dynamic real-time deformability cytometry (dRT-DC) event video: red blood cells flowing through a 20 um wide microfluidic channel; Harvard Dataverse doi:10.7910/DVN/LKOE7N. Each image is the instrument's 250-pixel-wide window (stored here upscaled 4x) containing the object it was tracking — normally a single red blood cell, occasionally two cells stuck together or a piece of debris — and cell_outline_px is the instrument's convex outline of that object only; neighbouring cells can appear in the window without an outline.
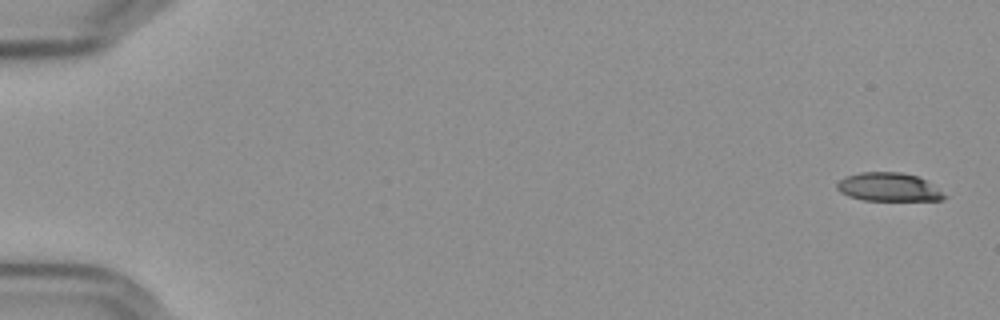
{"species": "Egyptian fruit bat (a non-hibernating species)", "species_latin": "Rousettus aegyptiacus", "temperature_condition": "cold", "stored_images_in_passage": 56, "camera_frame_rate_fps": 3000, "um_per_image_px": 0.085, "frame": {"image": 1, "passage_image": 1, "time_ms": 0.0, "image_size_px": [1000, 320], "cell_outline_px": [[948, 196], [944, 200], [864, 200], [848, 196], [840, 192], [836, 188], [836, 184], [844, 176], [860, 172], [900, 172], [916, 176], [924, 180]], "centroid_in_image_um": [75.49, 15.9], "position_along_channel_um": 9.5, "area_um2": 17.69}}
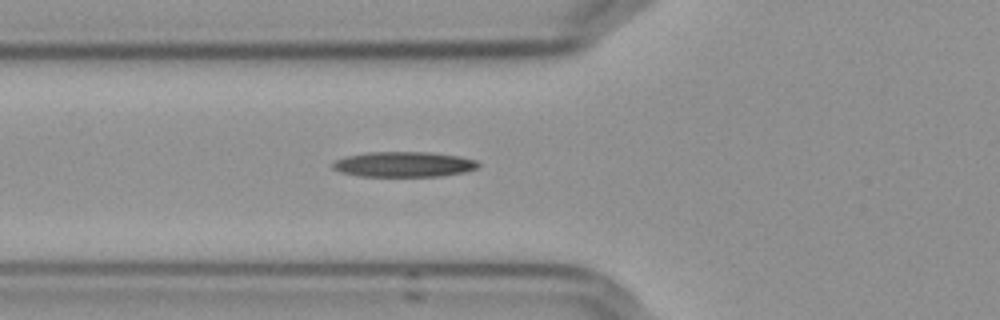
{"frame": {"image": 2, "passage_image": 21, "time_ms": 6.667, "image_size_px": [1000, 320], "cell_outline_px": [[480, 168], [464, 172], [444, 176], [360, 176], [340, 172], [332, 168], [332, 164], [336, 160], [348, 156], [368, 152], [428, 152], [460, 156], [476, 160], [480, 164]], "centroid_in_image_um": [34.37, 13.97], "position_along_channel_um": 91.4, "area_um2": 21.5}}
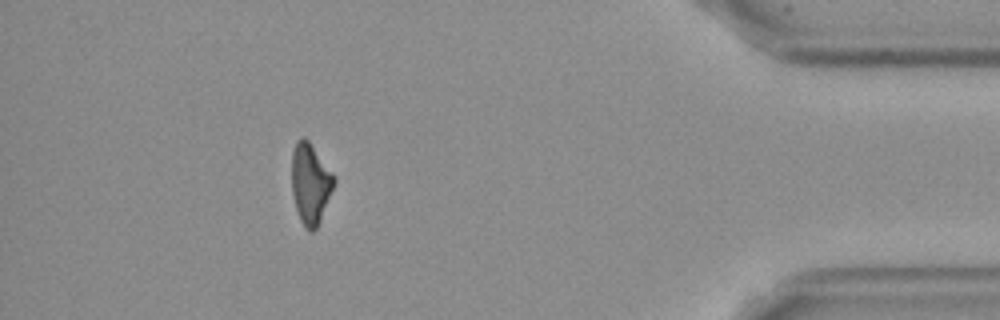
{"frame": {"image": 3, "passage_image": 51, "time_ms": 16.667, "image_size_px": [1000, 320], "cell_outline_px": [[336, 180], [320, 220], [316, 228], [312, 232], [308, 232], [304, 228], [300, 220], [296, 208], [292, 192], [292, 152], [296, 140], [300, 136], [304, 136], [308, 140], [336, 176]], "centroid_in_image_um": [26.38, 15.58], "position_along_channel_um": 408.8, "area_um2": 19.94}, "authors_computed_cell_mechanics": {"area_um2": 20.3456, "velocity_mm_per_s": 3.6231, "shape_relaxation_time_tau1_ms": 9.0429, "shape_relaxation_time_tau2_ms": null, "deformation_change_tau1": 0.2288, "deformation_change_tau2": null}}